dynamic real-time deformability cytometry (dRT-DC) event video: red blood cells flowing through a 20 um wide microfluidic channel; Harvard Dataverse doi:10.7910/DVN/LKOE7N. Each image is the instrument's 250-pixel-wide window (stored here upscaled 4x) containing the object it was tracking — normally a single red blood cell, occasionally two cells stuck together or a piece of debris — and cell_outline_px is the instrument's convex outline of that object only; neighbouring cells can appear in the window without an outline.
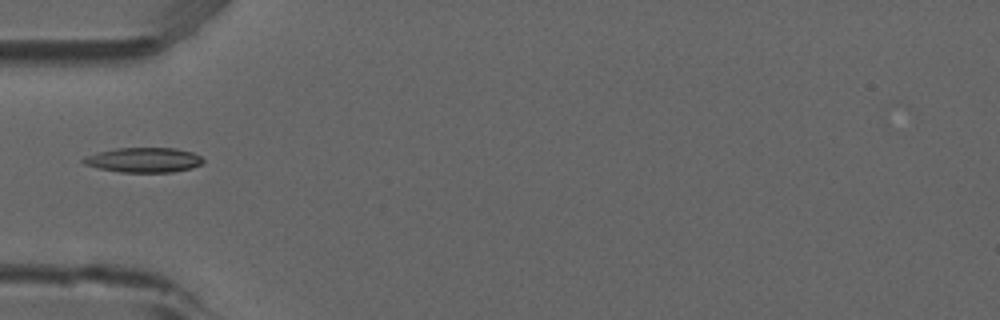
{"species": "common noctule bat (a hibernating species)", "species_latin": "Nyctalus noctula", "temperature_condition": "room temperature", "stored_images_in_passage": 5, "camera_frame_rate_fps": 3000, "um_per_image_px": 0.085, "animal": {"sex": "male", "forearm_length_mm": 52.5}, "frame": {"image": 1, "passage_image": 4, "time_ms": 1.0, "image_size_px": [1000, 320], "cell_outline_px": [[204, 160], [200, 164], [192, 168], [172, 172], [120, 172], [100, 168], [84, 164], [80, 160], [84, 156], [116, 148], [176, 148], [192, 152], [200, 156]], "centroid_in_image_um": [12.21, 13.59], "position_along_channel_um": 72.8, "area_um2": 17.22}}
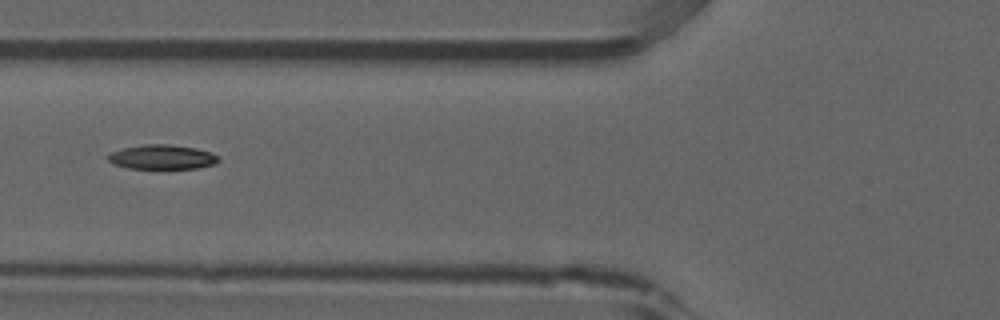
{"frame": {"image": 2, "passage_image": 5, "time_ms": 1.333, "image_size_px": [1000, 320], "cell_outline_px": [[220, 160], [216, 164], [196, 168], [128, 168], [112, 164], [104, 156], [108, 152], [124, 148], [144, 144], [172, 144], [196, 148], [212, 152]], "centroid_in_image_um": [13.74, 13.34], "position_along_channel_um": 112.1, "area_um2": 15.95}}